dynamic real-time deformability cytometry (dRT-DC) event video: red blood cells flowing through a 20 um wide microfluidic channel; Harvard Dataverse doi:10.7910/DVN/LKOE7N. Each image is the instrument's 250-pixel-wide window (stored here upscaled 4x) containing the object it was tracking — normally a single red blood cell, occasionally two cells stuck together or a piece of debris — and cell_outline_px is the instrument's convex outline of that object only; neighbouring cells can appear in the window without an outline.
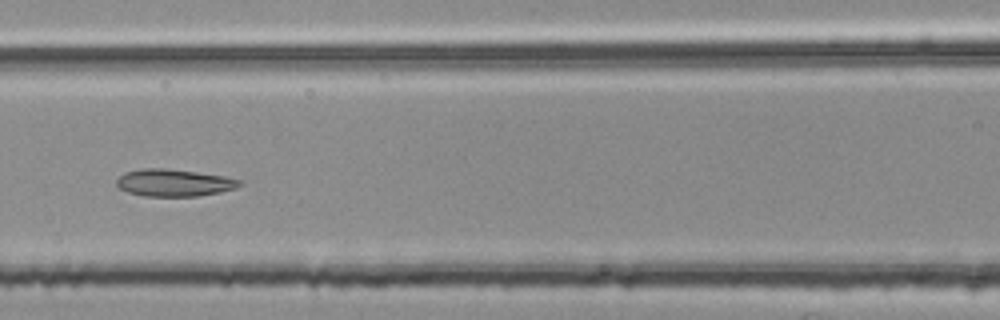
{"species": "common noctule bat (a hibernating species)", "species_latin": "Nyctalus noctula", "temperature_condition": "room temperature", "stored_images_in_passage": 8, "camera_frame_rate_fps": 3000, "um_per_image_px": 0.085, "animal": {"sex": "female", "body_mass_g": 25.1}, "frame": {"image": 1, "passage_image": 6, "time_ms": 1.667, "image_size_px": [1000, 320], "cell_outline_px": [[244, 184], [236, 188], [220, 192], [200, 196], [144, 196], [128, 192], [120, 188], [116, 184], [116, 180], [124, 172], [144, 168], [164, 168], [196, 172], [224, 176], [240, 180]], "centroid_in_image_um": [14.8, 15.53], "position_along_channel_um": 151.8, "area_um2": 19.48}}
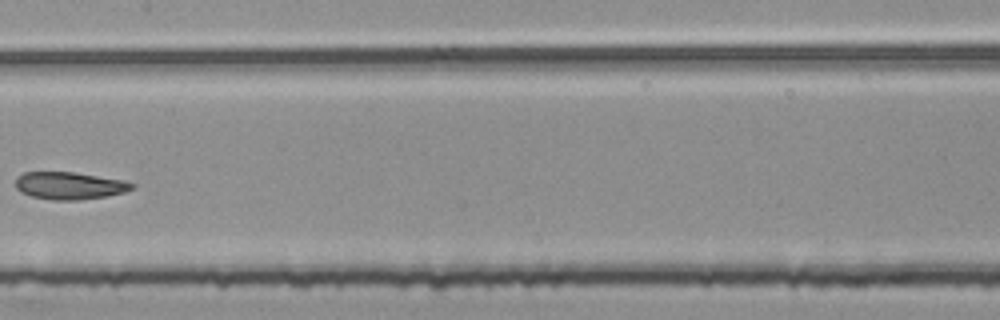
{"frame": {"image": 2, "passage_image": 7, "time_ms": 2.0, "image_size_px": [1000, 320], "cell_outline_px": [[136, 184], [132, 188], [124, 192], [108, 196], [80, 200], [52, 200], [32, 196], [20, 192], [16, 188], [16, 176], [24, 172], [72, 172], [124, 180]], "centroid_in_image_um": [5.89, 15.78], "position_along_channel_um": 201.5, "area_um2": 18.61}}
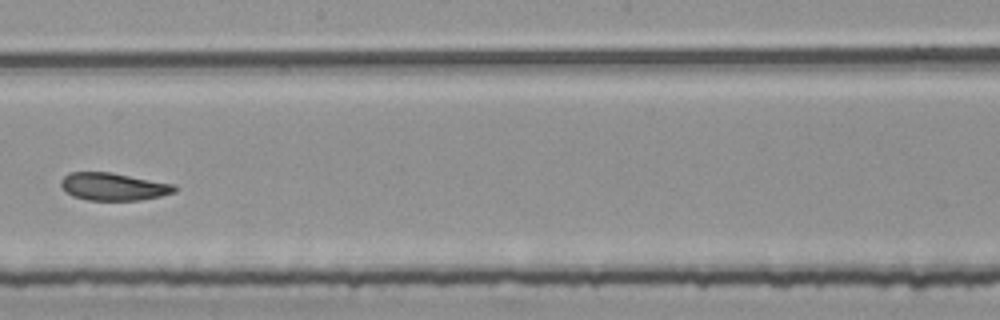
{"frame": {"image": 3, "passage_image": 8, "time_ms": 2.333, "image_size_px": [1000, 320], "cell_outline_px": [[176, 192], [160, 196], [140, 200], [88, 200], [72, 196], [60, 184], [60, 180], [68, 172], [112, 172], [176, 184]], "centroid_in_image_um": [9.67, 15.85], "position_along_channel_um": 238.5, "area_um2": 18.38}}